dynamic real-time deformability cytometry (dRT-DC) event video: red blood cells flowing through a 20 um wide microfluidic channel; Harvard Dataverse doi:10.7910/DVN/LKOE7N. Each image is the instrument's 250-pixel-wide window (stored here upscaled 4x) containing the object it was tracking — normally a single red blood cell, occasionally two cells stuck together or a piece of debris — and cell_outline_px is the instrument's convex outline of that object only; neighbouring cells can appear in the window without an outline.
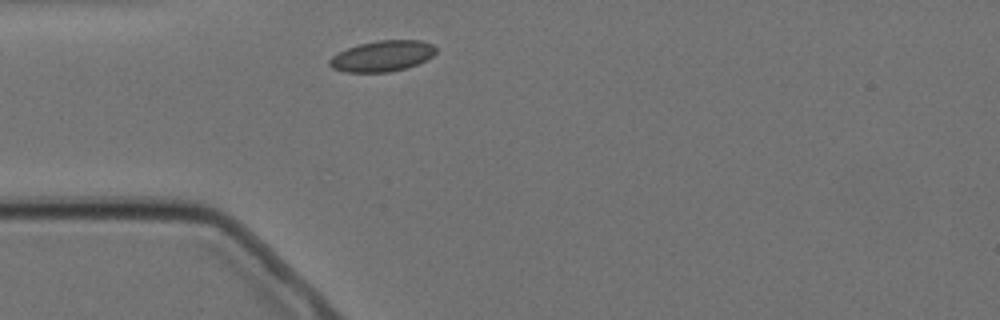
{"species": "Egyptian fruit bat (a non-hibernating species)", "species_latin": "Rousettus aegyptiacus", "temperature_condition": "cold", "stored_images_in_passage": 1, "camera_frame_rate_fps": 3000, "um_per_image_px": 0.085, "animal": {"sex": "female"}, "frame": {"image": 1, "passage_image": 1, "time_ms": 0.0, "image_size_px": [1000, 320], "cell_outline_px": [[436, 52], [432, 56], [416, 64], [404, 68], [388, 72], [344, 72], [332, 68], [328, 64], [328, 60], [332, 56], [348, 48], [360, 44], [376, 40], [420, 40], [432, 44], [436, 48]], "centroid_in_image_um": [32.47, 4.76], "position_along_channel_um": 52.5, "area_um2": 18.96}}